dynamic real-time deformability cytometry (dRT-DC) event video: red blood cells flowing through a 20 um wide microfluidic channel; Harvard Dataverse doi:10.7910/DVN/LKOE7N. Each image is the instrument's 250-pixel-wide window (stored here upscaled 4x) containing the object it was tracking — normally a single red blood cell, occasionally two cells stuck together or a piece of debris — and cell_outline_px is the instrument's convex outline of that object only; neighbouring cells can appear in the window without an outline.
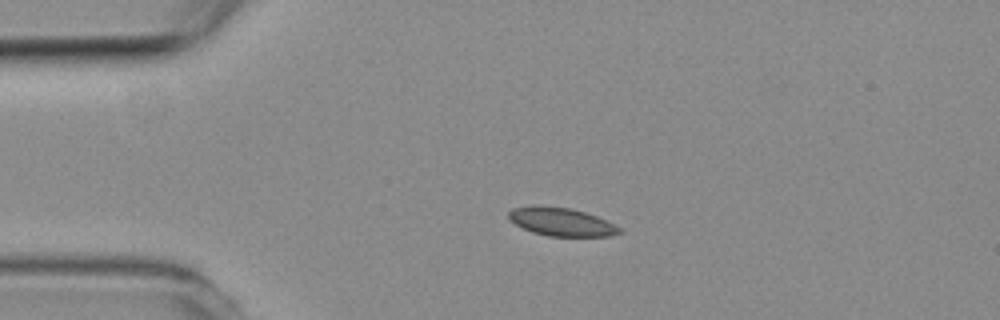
{"species": "common noctule bat (a hibernating species)", "species_latin": "Nyctalus noctula", "temperature_condition": "room temperature", "stored_images_in_passage": 4, "camera_frame_rate_fps": 3000, "um_per_image_px": 0.085, "animal": {"sex": "female", "body_mass_g": 19.3, "forearm_length_mm": 54.1}, "frame": {"image": 1, "passage_image": 3, "time_ms": 3.333, "image_size_px": [1000, 320], "cell_outline_px": [[624, 232], [608, 236], [548, 236], [532, 232], [516, 224], [508, 216], [508, 212], [512, 208], [568, 208], [584, 212], [596, 216], [620, 228]], "centroid_in_image_um": [47.77, 18.9], "position_along_channel_um": 37.2, "area_um2": 17.28}}